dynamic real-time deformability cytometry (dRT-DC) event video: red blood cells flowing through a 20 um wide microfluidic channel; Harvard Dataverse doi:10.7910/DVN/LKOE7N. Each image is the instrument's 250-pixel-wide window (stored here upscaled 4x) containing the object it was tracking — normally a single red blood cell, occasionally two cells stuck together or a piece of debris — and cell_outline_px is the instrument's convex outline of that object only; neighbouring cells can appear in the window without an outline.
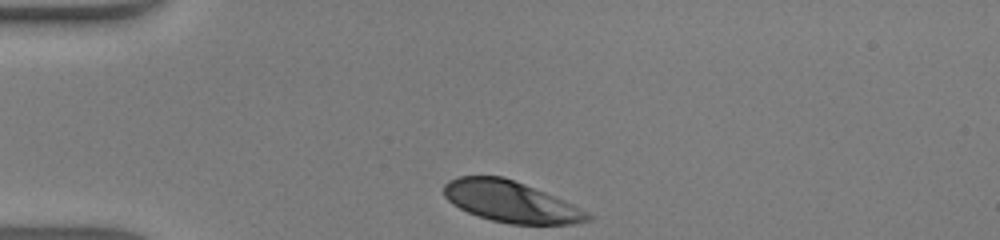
{"species": "human", "species_latin": "Homo sapiens", "temperature_condition": "warm", "stored_images_in_passage": 28, "camera_frame_rate_fps": 3000, "um_per_image_px": 0.085, "donor": {"sex": "male"}, "frame": {"image": 1, "passage_image": 1, "time_ms": 0.0, "image_size_px": [1000, 240], "cell_outline_px": [[592, 220], [576, 224], [512, 224], [492, 220], [468, 212], [452, 204], [444, 196], [444, 184], [448, 180], [460, 176], [504, 176], [564, 200], [572, 204], [592, 216]], "centroid_in_image_um": [43.4, 17.14], "position_along_channel_um": 41.6, "area_um2": 34.22}}
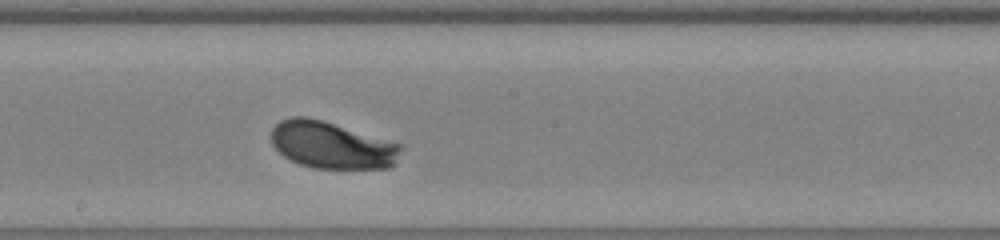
{"frame": {"image": 2, "passage_image": 16, "time_ms": 5.0, "image_size_px": [1000, 240], "cell_outline_px": [[404, 144], [396, 164], [392, 168], [312, 168], [300, 164], [284, 156], [272, 144], [272, 128], [280, 120], [292, 116], [308, 116]], "centroid_in_image_um": [28.25, 12.33], "position_along_channel_um": 219.9, "area_um2": 35.72}}
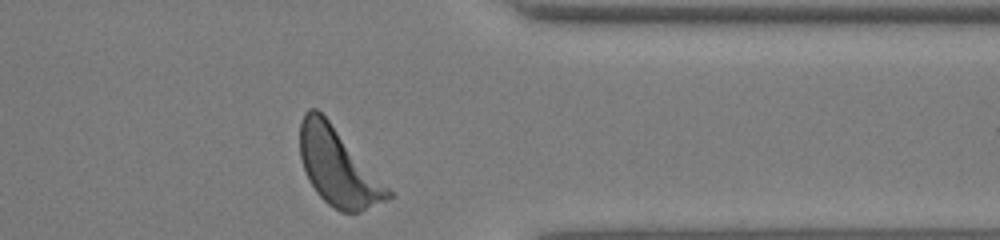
{"frame": {"image": 3, "passage_image": 28, "time_ms": 9.0, "image_size_px": [1000, 240], "cell_outline_px": [[392, 196], [360, 212], [340, 212], [328, 204], [316, 192], [308, 180], [300, 156], [300, 124], [304, 112], [308, 108], [316, 108], [328, 120], [392, 192]], "centroid_in_image_um": [28.68, 14.2], "position_along_channel_um": 382.7, "area_um2": 38.61}, "authors_computed_cell_mechanics": {"area_um2": 35.9805, "velocity_mm_per_s": 4.2863, "shape_relaxation_time_tau1_ms": 1.4191, "shape_relaxation_time_tau2_ms": null, "deformation_change_tau1": 0.1433, "deformation_change_tau2": null}}